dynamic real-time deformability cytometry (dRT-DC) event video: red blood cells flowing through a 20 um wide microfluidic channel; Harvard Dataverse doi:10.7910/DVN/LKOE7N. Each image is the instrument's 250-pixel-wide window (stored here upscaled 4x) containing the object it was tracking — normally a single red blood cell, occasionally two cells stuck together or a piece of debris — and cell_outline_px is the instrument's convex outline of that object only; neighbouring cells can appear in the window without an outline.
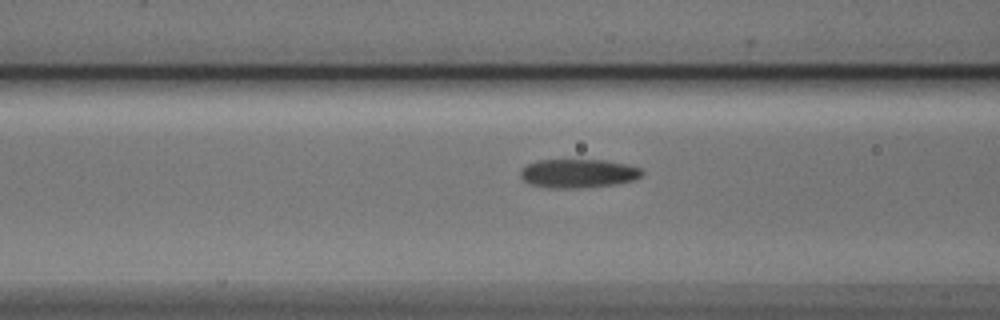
{"species": "Egyptian fruit bat (a non-hibernating species)", "species_latin": "Rousettus aegyptiacus", "temperature_condition": "cold", "stored_images_in_passage": 12, "camera_frame_rate_fps": 3000, "um_per_image_px": 0.085, "animal": {"sex": "male"}, "frame": {"image": 1, "passage_image": 10, "time_ms": 3.0, "image_size_px": [1000, 320], "cell_outline_px": [[644, 172], [640, 176], [632, 180], [616, 184], [580, 188], [548, 188], [528, 184], [520, 176], [520, 172], [528, 164], [536, 160], [604, 160], [628, 164], [640, 168]], "centroid_in_image_um": [49.13, 14.74], "position_along_channel_um": 117.5, "area_um2": 20.4}}